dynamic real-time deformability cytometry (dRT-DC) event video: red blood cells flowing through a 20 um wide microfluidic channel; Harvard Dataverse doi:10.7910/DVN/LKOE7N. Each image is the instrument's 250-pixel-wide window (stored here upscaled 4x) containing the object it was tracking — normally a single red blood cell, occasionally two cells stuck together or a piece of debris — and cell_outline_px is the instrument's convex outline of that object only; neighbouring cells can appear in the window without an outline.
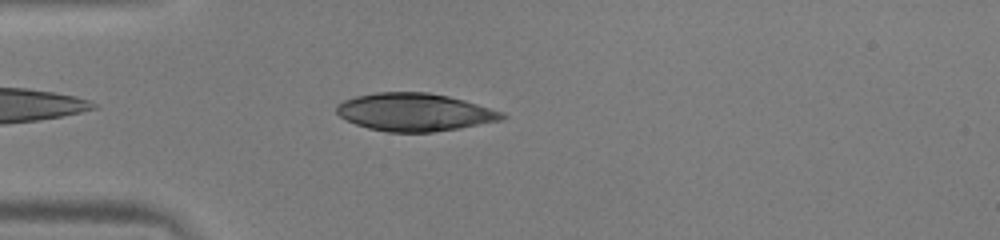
{"species": "human", "species_latin": "Homo sapiens", "temperature_condition": "warm", "stored_images_in_passage": 40, "camera_frame_rate_fps": 3000, "um_per_image_px": 0.085, "donor": {"sex": "male"}, "frame": {"image": 1, "passage_image": 3, "time_ms": 0.667, "image_size_px": [1000, 240], "cell_outline_px": [[508, 116], [500, 120], [460, 128], [432, 132], [388, 132], [368, 128], [356, 124], [340, 116], [336, 112], [336, 104], [344, 100], [356, 96], [376, 92], [428, 92], [448, 96], [464, 100], [504, 112]], "centroid_in_image_um": [35.24, 9.53], "position_along_channel_um": 49.8, "area_um2": 36.41}}
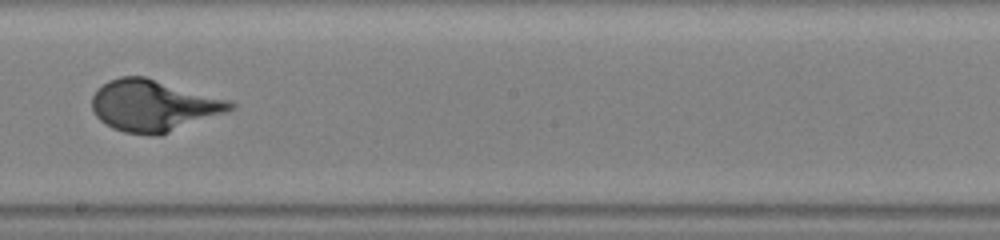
{"frame": {"image": 2, "passage_image": 18, "time_ms": 5.667, "image_size_px": [1000, 240], "cell_outline_px": [[236, 108], [160, 136], [152, 136], [124, 132], [112, 128], [100, 120], [92, 112], [92, 96], [96, 88], [108, 80], [120, 76], [144, 76], [232, 100], [236, 104]], "centroid_in_image_um": [13.04, 8.97], "position_along_channel_um": 235.2, "area_um2": 41.91}}
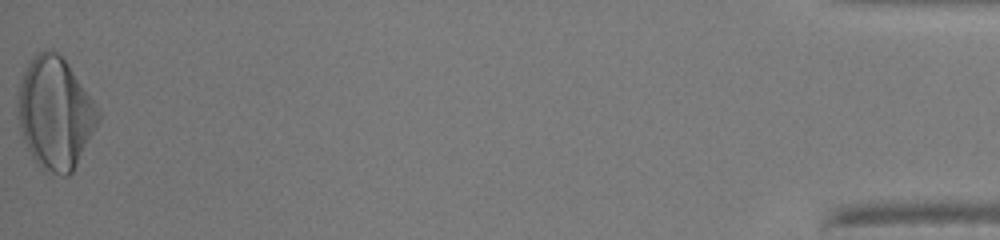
{"frame": {"image": 3, "passage_image": 40, "time_ms": 13.0, "image_size_px": [1000, 240], "cell_outline_px": [[100, 120], [96, 128], [72, 172], [68, 176], [60, 176], [44, 168], [32, 156], [20, 132], [20, 84], [24, 72], [28, 64], [40, 52], [48, 48], [56, 52], [68, 64], [100, 112]], "centroid_in_image_um": [4.72, 9.64], "position_along_channel_um": 430.5, "area_um2": 50.81}}